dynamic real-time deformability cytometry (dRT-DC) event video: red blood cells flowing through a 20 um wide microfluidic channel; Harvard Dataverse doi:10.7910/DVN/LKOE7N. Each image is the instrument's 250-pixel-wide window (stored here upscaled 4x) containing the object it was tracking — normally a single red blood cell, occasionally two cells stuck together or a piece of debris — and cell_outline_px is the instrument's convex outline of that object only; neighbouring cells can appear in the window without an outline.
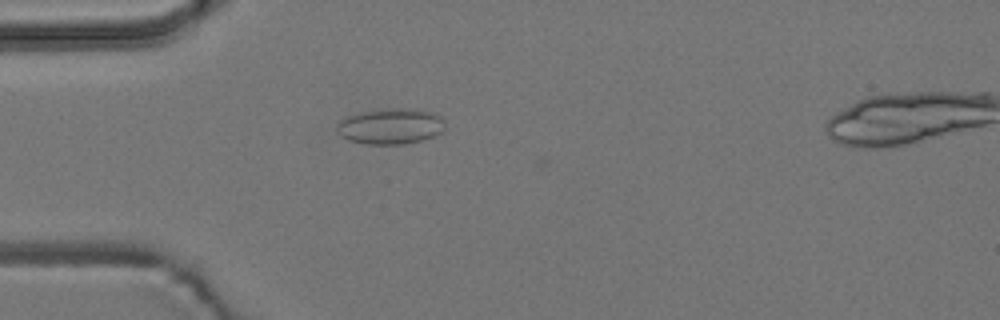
{"species": "common noctule bat (a hibernating species)", "species_latin": "Nyctalus noctula", "temperature_condition": "room temperature", "stored_images_in_passage": 5, "camera_frame_rate_fps": 3000, "um_per_image_px": 0.085, "animal": {"sex": "male", "body_mass_g": 19.2, "forearm_length_mm": 51.8}, "frame": {"image": 1, "passage_image": 2, "time_ms": 0.333, "image_size_px": [1000, 320], "cell_outline_px": [[444, 132], [420, 140], [404, 144], [364, 144], [348, 140], [340, 136], [336, 132], [336, 124], [340, 120], [348, 116], [360, 112], [396, 108], [416, 108], [432, 112], [440, 116], [444, 120]], "centroid_in_image_um": [33.19, 10.73], "position_along_channel_um": 51.8, "area_um2": 22.72}}